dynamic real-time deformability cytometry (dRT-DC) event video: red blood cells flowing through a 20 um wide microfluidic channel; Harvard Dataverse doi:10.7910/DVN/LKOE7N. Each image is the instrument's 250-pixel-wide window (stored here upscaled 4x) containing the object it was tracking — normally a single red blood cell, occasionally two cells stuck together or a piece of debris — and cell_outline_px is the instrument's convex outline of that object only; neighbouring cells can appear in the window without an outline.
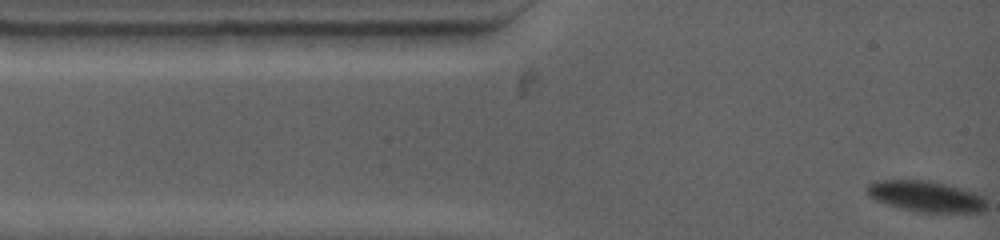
{"species": "common noctule bat (a hibernating species)", "species_latin": "Nyctalus noctula", "temperature_condition": "warm", "stored_images_in_passage": 58, "camera_frame_rate_fps": 4500, "um_per_image_px": 0.085, "animal": {"sex": "female", "body_mass_g": 19.0, "forearm_length_mm": 53.3}, "frame": {"image": 1, "passage_image": 1, "time_ms": 0.0, "image_size_px": [1000, 240], "cell_outline_px": [[980, 208], [976, 212], [916, 212], [880, 200], [872, 196], [868, 192], [868, 188], [872, 184], [932, 184], [952, 188], [964, 192], [980, 200]], "centroid_in_image_um": [78.66, 16.81], "position_along_channel_um": 6.3, "area_um2": 17.46}}
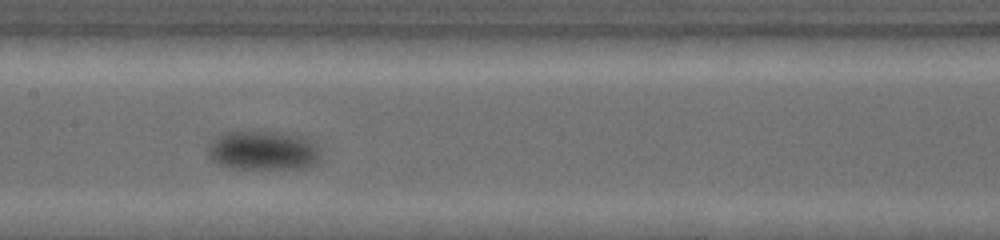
{"frame": {"image": 2, "passage_image": 21, "time_ms": 6.667, "image_size_px": [1000, 240], "cell_outline_px": [[312, 160], [304, 168], [228, 168], [220, 164], [212, 156], [212, 152], [216, 136], [228, 132], [272, 132], [300, 140], [308, 148], [312, 156]], "centroid_in_image_um": [22.12, 12.83], "position_along_channel_um": 185.3, "area_um2": 22.6}}
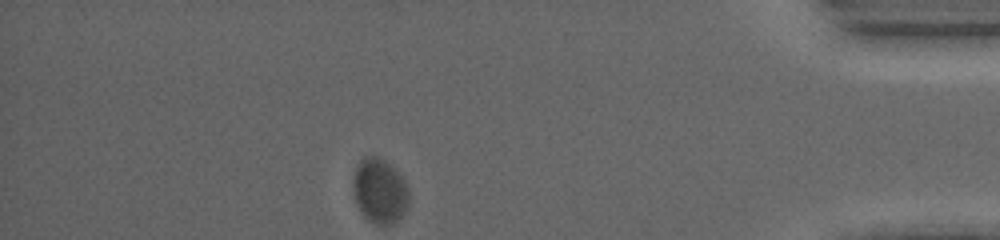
{"frame": {"image": 3, "passage_image": 58, "time_ms": 14.667, "image_size_px": [1000, 240], "cell_outline_px": [[404, 208], [396, 224], [376, 224], [360, 208], [356, 196], [356, 172], [360, 164], [364, 160], [376, 160], [384, 164], [404, 184]], "centroid_in_image_um": [32.26, 16.37], "position_along_channel_um": 402.9, "area_um2": 17.74}, "authors_computed_cell_mechanics": {"area_um2": 19.7387, "velocity_mm_per_s": 3.3992, "shape_relaxation_time_tau1_ms": 2.0305, "shape_relaxation_time_tau2_ms": null, "deformation_change_tau1": 0.1004, "deformation_change_tau2": null}}